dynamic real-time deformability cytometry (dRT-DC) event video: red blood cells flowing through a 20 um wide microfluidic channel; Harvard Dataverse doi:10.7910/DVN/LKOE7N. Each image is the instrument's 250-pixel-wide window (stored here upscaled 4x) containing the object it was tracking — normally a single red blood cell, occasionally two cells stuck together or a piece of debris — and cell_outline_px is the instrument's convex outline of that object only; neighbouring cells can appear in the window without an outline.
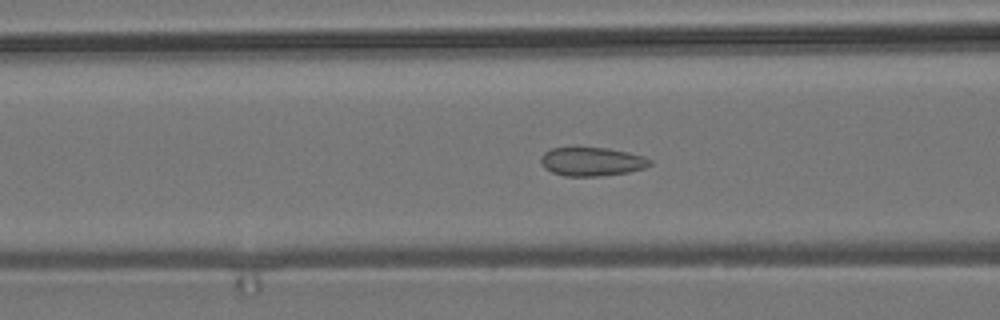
{"species": "common noctule bat (a hibernating species)", "species_latin": "Nyctalus noctula", "temperature_condition": "room temperature", "stored_images_in_passage": 51, "camera_frame_rate_fps": 3000, "um_per_image_px": 0.085, "animal": {"sex": "male", "body_mass_g": 19.2, "forearm_length_mm": 51.8}, "frame": {"image": 1, "passage_image": 21, "time_ms": 6.667, "image_size_px": [1000, 320], "cell_outline_px": [[652, 164], [644, 168], [628, 172], [600, 176], [564, 176], [552, 172], [544, 168], [540, 164], [540, 156], [544, 152], [552, 148], [608, 148], [628, 152], [644, 156], [652, 160]], "centroid_in_image_um": [50.29, 13.74], "position_along_channel_um": 116.3, "area_um2": 18.32}}
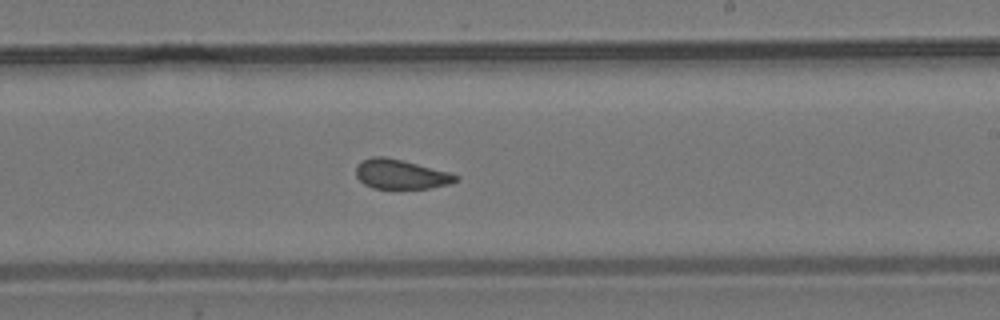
{"frame": {"image": 2, "passage_image": 32, "time_ms": 10.333, "image_size_px": [1000, 320], "cell_outline_px": [[460, 180], [448, 184], [428, 188], [372, 188], [364, 184], [356, 176], [356, 168], [364, 160], [372, 156], [384, 156], [452, 172], [460, 176]], "centroid_in_image_um": [34.12, 14.81], "position_along_channel_um": 254.9, "area_um2": 17.11}}
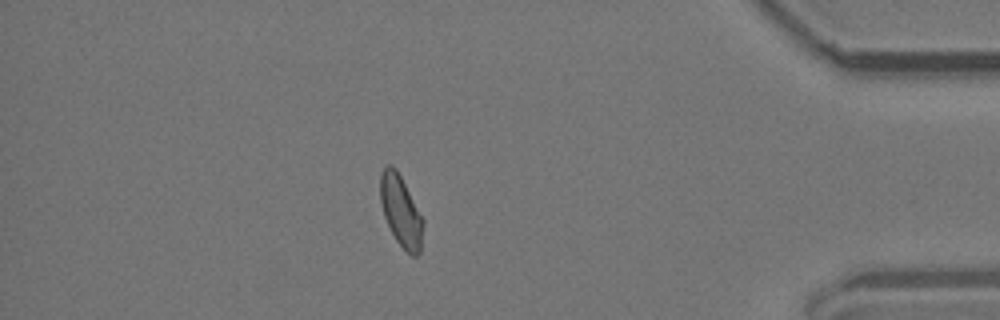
{"frame": {"image": 3, "passage_image": 47, "time_ms": 15.333, "image_size_px": [1000, 320], "cell_outline_px": [[424, 224], [420, 252], [416, 256], [412, 256], [396, 240], [384, 216], [380, 200], [380, 176], [384, 168], [388, 164], [392, 164], [396, 168], [424, 220]], "centroid_in_image_um": [34.08, 17.93], "position_along_channel_um": 401.1, "area_um2": 17.51}}